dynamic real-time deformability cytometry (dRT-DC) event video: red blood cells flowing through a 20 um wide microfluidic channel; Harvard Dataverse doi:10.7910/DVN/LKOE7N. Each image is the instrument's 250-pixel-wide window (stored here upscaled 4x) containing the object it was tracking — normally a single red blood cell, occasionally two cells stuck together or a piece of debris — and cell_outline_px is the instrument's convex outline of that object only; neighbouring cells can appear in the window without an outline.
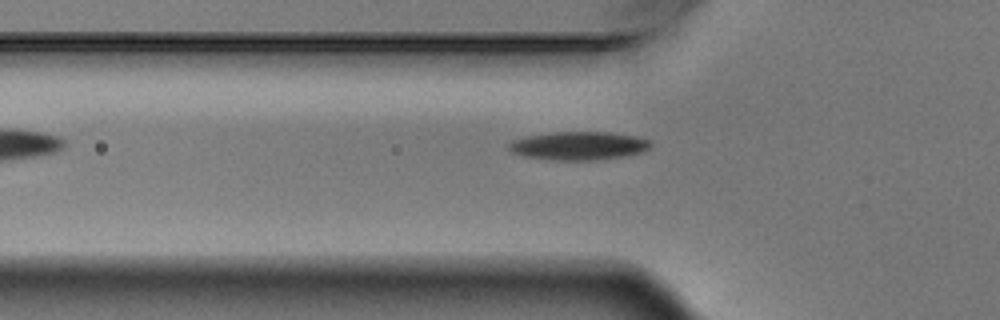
{"species": "Egyptian fruit bat (a non-hibernating species)", "species_latin": "Rousettus aegyptiacus", "temperature_condition": "warm", "stored_images_in_passage": 6, "camera_frame_rate_fps": 3000, "um_per_image_px": 0.085, "animal": {"sex": "male"}, "frame": {"image": 1, "passage_image": 6, "time_ms": 1.667, "image_size_px": [1000, 320], "cell_outline_px": [[652, 144], [648, 148], [640, 152], [620, 156], [592, 160], [552, 160], [524, 156], [512, 152], [508, 148], [508, 144], [512, 140], [524, 136], [552, 132], [608, 132], [636, 136], [648, 140]], "centroid_in_image_um": [49.12, 12.38], "position_along_channel_um": 76.7, "area_um2": 23.24}}